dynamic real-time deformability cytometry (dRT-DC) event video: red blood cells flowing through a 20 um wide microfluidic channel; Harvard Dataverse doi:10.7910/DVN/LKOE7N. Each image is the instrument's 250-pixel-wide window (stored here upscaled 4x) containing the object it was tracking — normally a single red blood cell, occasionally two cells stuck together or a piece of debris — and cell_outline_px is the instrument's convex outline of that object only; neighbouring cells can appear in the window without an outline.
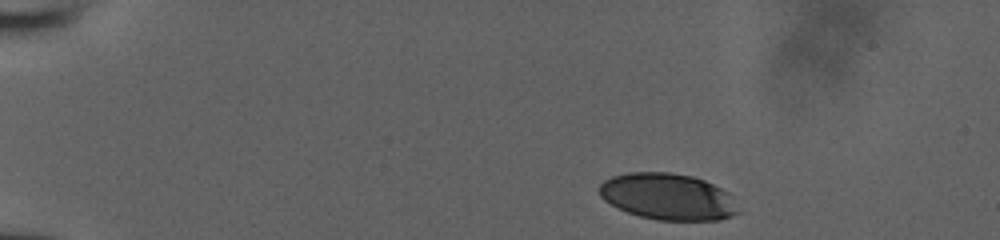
{"species": "human", "species_latin": "Homo sapiens", "temperature_condition": "room temperature", "stored_images_in_passage": 39, "camera_frame_rate_fps": 3000, "um_per_image_px": 0.085, "donor": {"sex": "male"}, "frame": {"image": 1, "passage_image": 1, "time_ms": 0.0, "image_size_px": [1000, 240], "cell_outline_px": [[740, 212], [732, 216], [720, 220], [656, 220], [640, 216], [628, 212], [604, 200], [600, 196], [596, 188], [604, 180], [612, 176], [628, 172], [668, 172], [692, 176], [704, 180], [728, 192]], "centroid_in_image_um": [56.74, 16.71], "position_along_channel_um": 28.3, "area_um2": 37.63}}
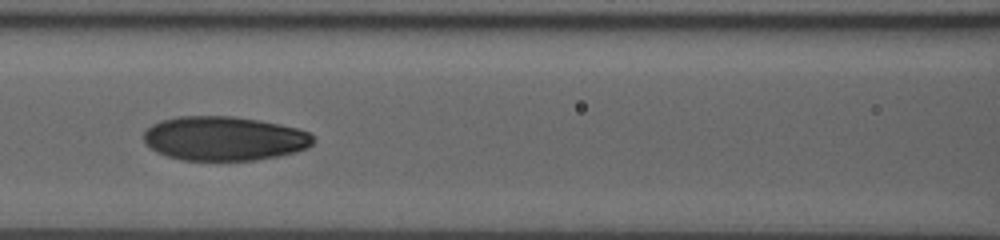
{"frame": {"image": 2, "passage_image": 17, "time_ms": 5.333, "image_size_px": [1000, 240], "cell_outline_px": [[316, 140], [308, 148], [296, 152], [256, 160], [184, 160], [168, 156], [156, 152], [144, 140], [144, 132], [152, 124], [160, 120], [180, 116], [232, 116], [260, 120], [280, 124], [296, 128], [308, 132]], "centroid_in_image_um": [19.07, 11.76], "position_along_channel_um": 147.5, "area_um2": 43.64}}
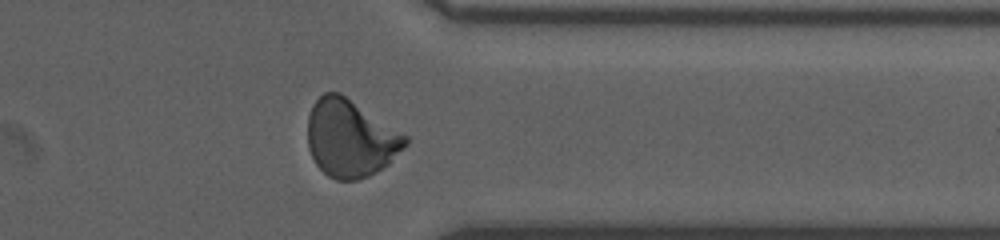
{"frame": {"image": 3, "passage_image": 34, "time_ms": 11.0, "image_size_px": [1000, 240], "cell_outline_px": [[408, 144], [388, 164], [376, 172], [368, 176], [356, 180], [336, 180], [328, 176], [316, 164], [308, 148], [308, 116], [312, 104], [324, 92], [340, 92], [408, 136]], "centroid_in_image_um": [29.78, 11.75], "position_along_channel_um": 381.6, "area_um2": 44.04}}